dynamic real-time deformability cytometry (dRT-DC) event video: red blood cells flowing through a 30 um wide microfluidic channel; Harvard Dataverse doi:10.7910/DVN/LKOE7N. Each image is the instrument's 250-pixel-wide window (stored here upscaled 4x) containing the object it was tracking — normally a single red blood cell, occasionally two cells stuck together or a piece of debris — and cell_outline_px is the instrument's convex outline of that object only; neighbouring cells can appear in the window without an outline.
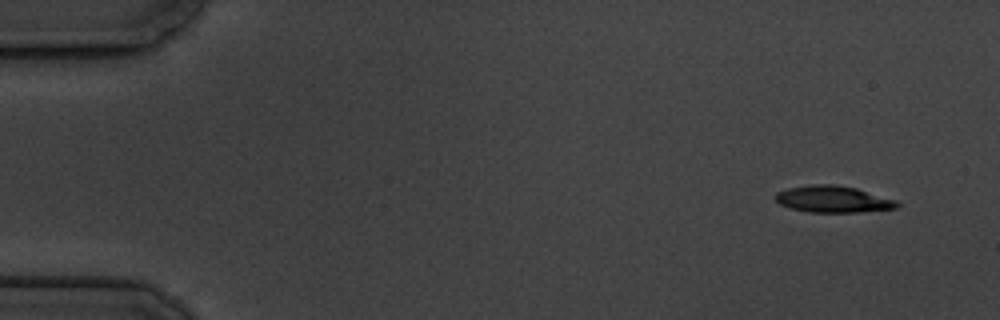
{"species": "common noctule bat (a hibernating species)", "species_latin": "Nyctalus noctula", "temperature_condition": "cold", "stored_images_in_passage": 7, "camera_frame_rate_fps": 3000, "um_per_image_px": 0.085, "animal": {"sex": "male", "body_mass_g": 19.5, "forearm_length_mm": 54.6}, "frame": {"image": 1, "passage_image": 1, "time_ms": 0.0, "image_size_px": [1000, 320], "cell_outline_px": [[900, 204], [896, 208], [860, 212], [808, 212], [792, 208], [780, 204], [776, 200], [776, 192], [788, 188], [812, 184], [832, 184], [856, 188], [896, 200]], "centroid_in_image_um": [70.81, 16.93], "position_along_channel_um": 14.2, "area_um2": 18.73}}
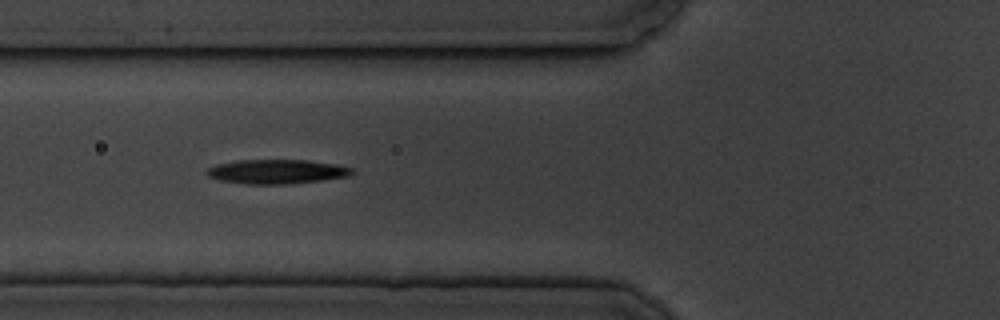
{"frame": {"image": 2, "passage_image": 6, "time_ms": 6.0, "image_size_px": [1000, 320], "cell_outline_px": [[356, 172], [348, 176], [320, 180], [284, 184], [244, 184], [220, 180], [208, 176], [204, 172], [208, 168], [216, 164], [236, 160], [308, 160], [336, 164], [352, 168]], "centroid_in_image_um": [23.5, 14.58], "position_along_channel_um": 102.3, "area_um2": 20.58}}
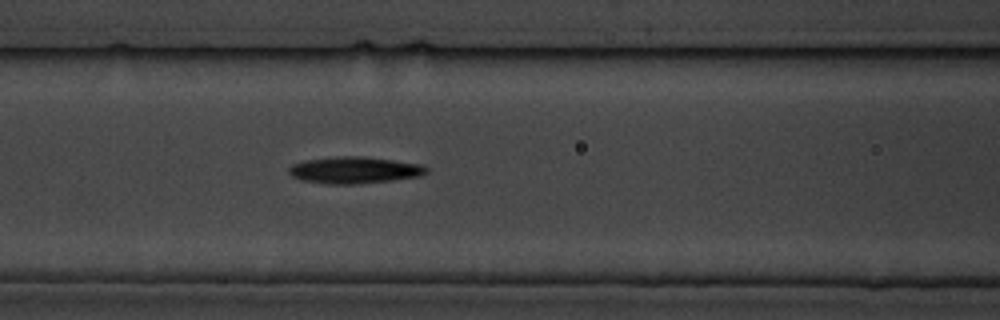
{"frame": {"image": 3, "passage_image": 7, "time_ms": 7.0, "image_size_px": [1000, 320], "cell_outline_px": [[428, 172], [420, 176], [392, 180], [360, 184], [328, 184], [300, 180], [292, 176], [288, 172], [288, 168], [292, 164], [308, 160], [336, 156], [360, 156], [424, 164], [428, 168]], "centroid_in_image_um": [30.14, 14.46], "position_along_channel_um": 136.5, "area_um2": 21.5}}